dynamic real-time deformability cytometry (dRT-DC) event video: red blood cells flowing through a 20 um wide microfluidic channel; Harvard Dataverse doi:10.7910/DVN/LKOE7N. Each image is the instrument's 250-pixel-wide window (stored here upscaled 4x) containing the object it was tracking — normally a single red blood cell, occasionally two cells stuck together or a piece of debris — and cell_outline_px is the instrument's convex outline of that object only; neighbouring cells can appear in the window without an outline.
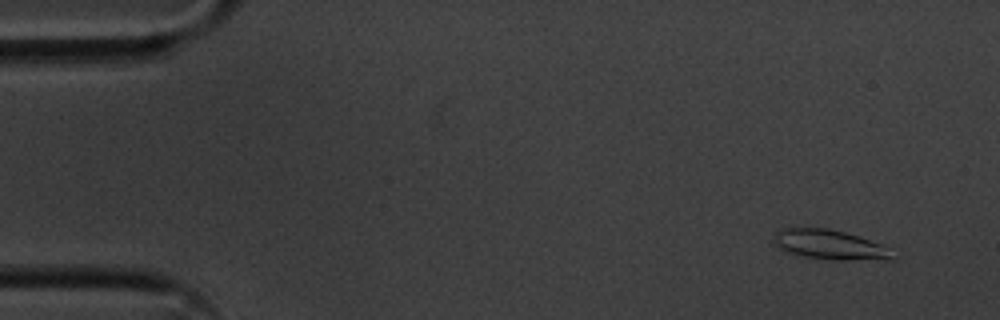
{"species": "common noctule bat (a hibernating species)", "species_latin": "Nyctalus noctula", "temperature_condition": "cold", "stored_images_in_passage": 5, "segment_of_instrument_passage": [2, 2], "camera_frame_rate_fps": 3000, "um_per_image_px": 0.085, "animal": {"sex": "male", "body_mass_g": 20.1, "forearm_length_mm": 53.5}, "frame": {"image": 1, "passage_image": 5, "time_ms": 1.333, "image_size_px": [1000, 320], "cell_outline_px": [[892, 260], [840, 260], [804, 256], [788, 252], [780, 248], [776, 244], [772, 236], [780, 228], [828, 228], [844, 232], [880, 244]], "centroid_in_image_um": [70.41, 20.79], "position_along_channel_um": 14.6, "area_um2": 19.83}}